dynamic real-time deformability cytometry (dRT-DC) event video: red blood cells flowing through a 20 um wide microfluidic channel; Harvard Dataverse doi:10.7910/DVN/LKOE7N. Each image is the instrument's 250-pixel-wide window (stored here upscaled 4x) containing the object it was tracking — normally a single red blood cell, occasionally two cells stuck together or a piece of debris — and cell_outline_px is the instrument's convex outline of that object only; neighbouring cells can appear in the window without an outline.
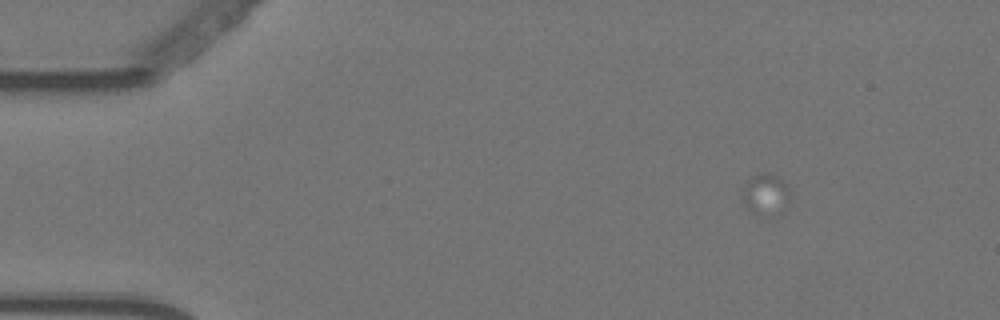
{"species": "Egyptian fruit bat (a non-hibernating species)", "species_latin": "Rousettus aegyptiacus", "temperature_condition": "warm", "stored_images_in_passage": 21, "camera_frame_rate_fps": 3000, "um_per_image_px": 0.085, "animal": {"sex": "female"}, "frame": {"image": 1, "passage_image": 1, "time_ms": 0.0, "image_size_px": [1000, 320], "cell_outline_px": [[792, 200], [784, 204], [752, 212], [744, 204], [740, 192], [740, 188], [752, 176], [764, 172], [768, 172], [776, 176], [788, 184], [792, 192]], "centroid_in_image_um": [65.04, 16.32], "position_along_channel_um": 20.0, "area_um2": 10.58}}